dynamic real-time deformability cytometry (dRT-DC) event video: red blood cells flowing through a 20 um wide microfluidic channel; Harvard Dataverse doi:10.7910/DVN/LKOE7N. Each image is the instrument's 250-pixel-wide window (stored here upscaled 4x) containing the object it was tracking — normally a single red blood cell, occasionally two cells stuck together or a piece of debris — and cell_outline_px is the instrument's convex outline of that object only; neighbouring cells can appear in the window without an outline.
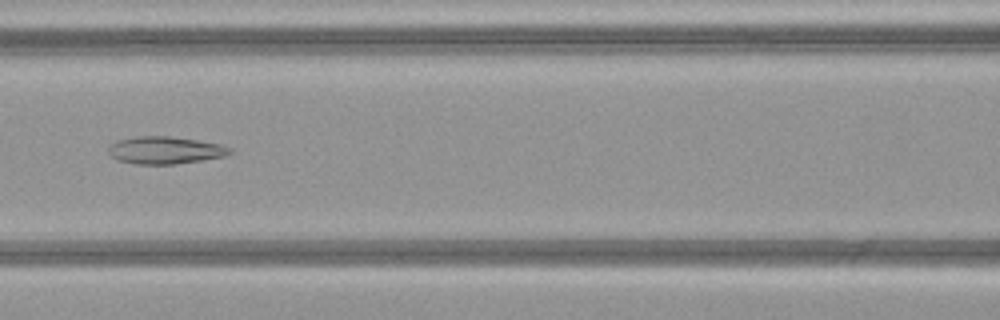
{"species": "common noctule bat (a hibernating species)", "species_latin": "Nyctalus noctula", "temperature_condition": "warm", "stored_images_in_passage": 50, "camera_frame_rate_fps": 3000, "um_per_image_px": 0.085, "animal": {"sex": "female", "body_mass_g": 21.9}, "frame": {"image": 1, "passage_image": 23, "time_ms": 7.333, "image_size_px": [1000, 320], "cell_outline_px": [[232, 152], [224, 156], [204, 160], [176, 164], [136, 164], [116, 160], [108, 152], [108, 148], [116, 140], [132, 136], [168, 136], [196, 140], [220, 144], [232, 148]], "centroid_in_image_um": [14.01, 12.77], "position_along_channel_um": 152.6, "area_um2": 19.48}}
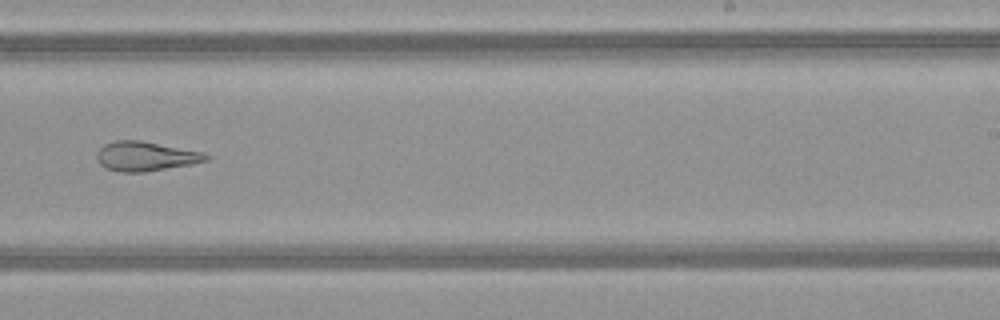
{"frame": {"image": 2, "passage_image": 32, "time_ms": 10.333, "image_size_px": [1000, 320], "cell_outline_px": [[212, 156], [208, 160], [192, 164], [144, 172], [120, 172], [108, 168], [100, 164], [96, 160], [96, 152], [104, 144], [116, 140], [140, 140], [204, 152]], "centroid_in_image_um": [12.39, 13.28], "position_along_channel_um": 276.6, "area_um2": 18.84}}
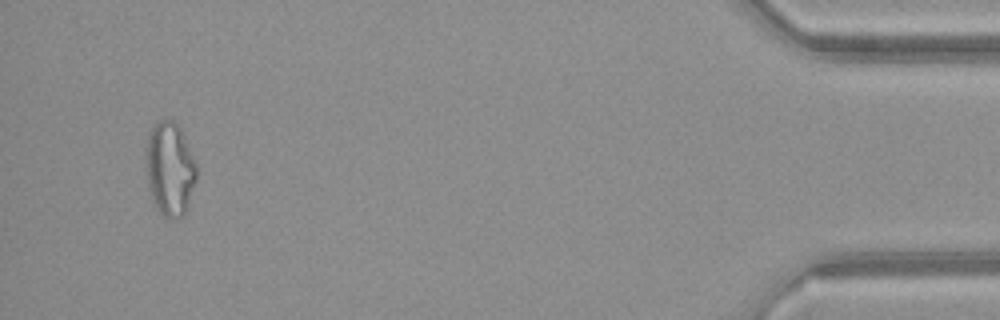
{"frame": {"image": 3, "passage_image": 48, "time_ms": 15.667, "image_size_px": [1000, 320], "cell_outline_px": [[196, 180], [184, 216], [172, 220], [164, 216], [160, 212], [152, 200], [148, 188], [144, 164], [144, 148], [148, 132], [152, 124], [156, 120], [176, 120], [180, 128], [196, 164]], "centroid_in_image_um": [14.38, 14.32], "position_along_channel_um": 420.8, "area_um2": 28.38}, "authors_computed_cell_mechanics": {"area_um2": 25.0852, "velocity_mm_per_s": 4.1524, "shape_relaxation_time_tau1_ms": null, "shape_relaxation_time_tau2_ms": 2.9058, "deformation_change_tau1": null, "deformation_change_tau2": 0.1293}}